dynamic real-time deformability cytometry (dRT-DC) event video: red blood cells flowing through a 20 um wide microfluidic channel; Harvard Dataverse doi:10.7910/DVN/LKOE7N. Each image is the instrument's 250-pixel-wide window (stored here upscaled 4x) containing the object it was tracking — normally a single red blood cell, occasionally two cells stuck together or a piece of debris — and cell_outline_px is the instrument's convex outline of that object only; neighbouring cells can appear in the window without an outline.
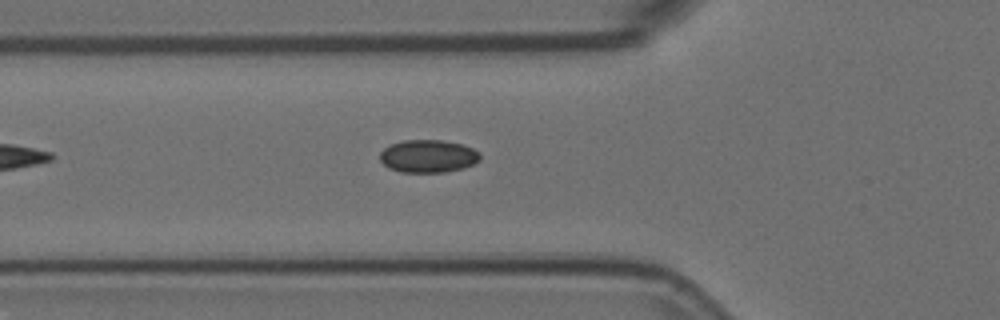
{"species": "Egyptian fruit bat (a non-hibernating species)", "species_latin": "Rousettus aegyptiacus", "temperature_condition": "room temperature", "stored_images_in_passage": 5, "camera_frame_rate_fps": 3000, "um_per_image_px": 0.085, "animal": {"sex": "female"}, "frame": {"image": 1, "passage_image": 5, "time_ms": 1.333, "image_size_px": [1000, 320], "cell_outline_px": [[480, 160], [464, 168], [444, 172], [400, 172], [388, 168], [380, 160], [380, 152], [384, 148], [392, 144], [404, 140], [440, 140], [464, 144], [480, 152]], "centroid_in_image_um": [36.4, 13.27], "position_along_channel_um": 89.4, "area_um2": 19.19}}